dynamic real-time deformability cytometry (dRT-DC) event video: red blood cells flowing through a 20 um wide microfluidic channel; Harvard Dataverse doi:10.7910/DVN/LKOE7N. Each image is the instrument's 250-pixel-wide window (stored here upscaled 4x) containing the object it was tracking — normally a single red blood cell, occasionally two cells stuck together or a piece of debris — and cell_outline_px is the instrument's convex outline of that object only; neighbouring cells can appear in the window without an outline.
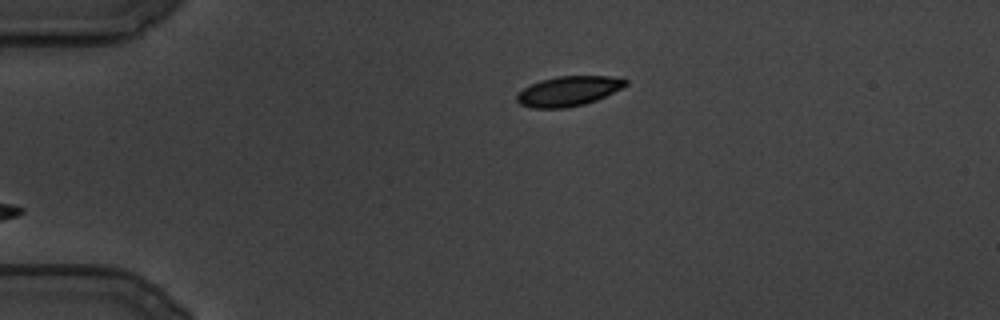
{"species": "common noctule bat (a hibernating species)", "species_latin": "Nyctalus noctula", "temperature_condition": "cold", "stored_images_in_passage": 76, "camera_frame_rate_fps": 3000, "um_per_image_px": 0.085, "animal": {"sex": "male", "body_mass_g": 19.5, "forearm_length_mm": 54.6}, "frame": {"image": 1, "passage_image": 1, "time_ms": 0.0, "image_size_px": [1000, 320], "cell_outline_px": [[628, 84], [596, 100], [584, 104], [564, 108], [532, 108], [520, 104], [516, 100], [516, 96], [524, 88], [540, 80], [556, 76], [608, 76], [628, 80]], "centroid_in_image_um": [48.29, 7.74], "position_along_channel_um": 36.7, "area_um2": 18.67}}
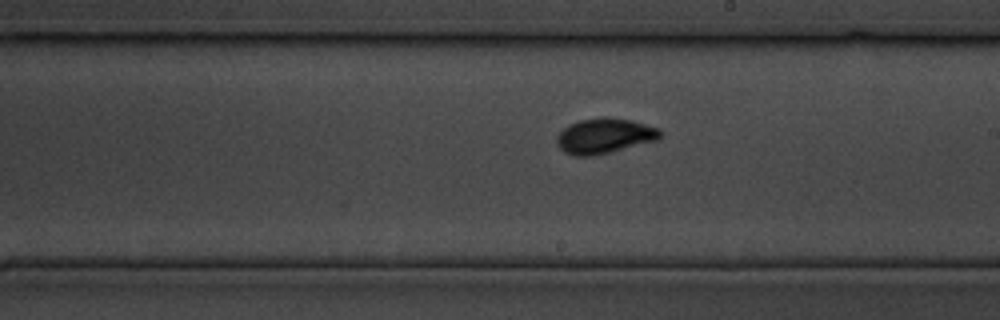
{"frame": {"image": 2, "passage_image": 45, "time_ms": 14.667, "image_size_px": [1000, 320], "cell_outline_px": [[660, 136], [656, 140], [596, 156], [572, 156], [564, 152], [560, 148], [556, 140], [560, 132], [568, 124], [580, 120], [600, 116], [604, 116], [632, 120], [660, 128]], "centroid_in_image_um": [51.36, 11.54], "position_along_channel_um": 237.6, "area_um2": 21.33}}
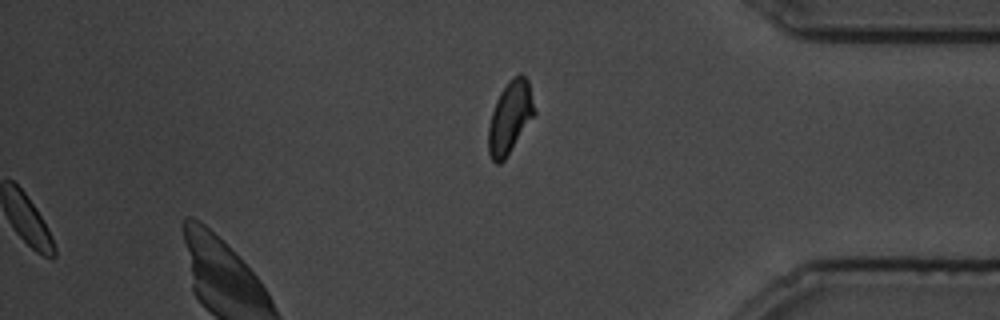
{"frame": {"image": 3, "passage_image": 76, "time_ms": 25.0, "image_size_px": [1000, 320], "cell_outline_px": [[536, 112], [504, 160], [500, 164], [496, 164], [492, 160], [488, 152], [488, 128], [492, 112], [496, 100], [500, 92], [508, 80], [520, 72], [528, 80]], "centroid_in_image_um": [43.34, 9.96], "position_along_channel_um": 391.9, "area_um2": 19.25}}